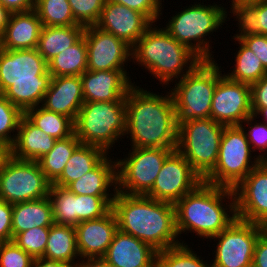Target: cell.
Here are the masks:
<instances>
[{"instance_id":"f546056e","label":"cell","mask_w":267,"mask_h":267,"mask_svg":"<svg viewBox=\"0 0 267 267\" xmlns=\"http://www.w3.org/2000/svg\"><path fill=\"white\" fill-rule=\"evenodd\" d=\"M87 70V45L84 36L48 62L52 77L81 76Z\"/></svg>"},{"instance_id":"8992f818","label":"cell","mask_w":267,"mask_h":267,"mask_svg":"<svg viewBox=\"0 0 267 267\" xmlns=\"http://www.w3.org/2000/svg\"><path fill=\"white\" fill-rule=\"evenodd\" d=\"M218 82V64L202 60L172 88L177 126L193 119L210 118Z\"/></svg>"},{"instance_id":"30bf717a","label":"cell","mask_w":267,"mask_h":267,"mask_svg":"<svg viewBox=\"0 0 267 267\" xmlns=\"http://www.w3.org/2000/svg\"><path fill=\"white\" fill-rule=\"evenodd\" d=\"M224 127L211 118L193 119L178 126L176 149L202 179L216 166Z\"/></svg>"},{"instance_id":"6f0895ef","label":"cell","mask_w":267,"mask_h":267,"mask_svg":"<svg viewBox=\"0 0 267 267\" xmlns=\"http://www.w3.org/2000/svg\"><path fill=\"white\" fill-rule=\"evenodd\" d=\"M258 115H261L262 117H264V118H263V120L265 121L264 123L267 124V108L262 109V110L257 114V116H258Z\"/></svg>"},{"instance_id":"816d5d0a","label":"cell","mask_w":267,"mask_h":267,"mask_svg":"<svg viewBox=\"0 0 267 267\" xmlns=\"http://www.w3.org/2000/svg\"><path fill=\"white\" fill-rule=\"evenodd\" d=\"M34 267H70V266L63 262L50 261L43 258H38L34 260Z\"/></svg>"},{"instance_id":"cb8c5ba5","label":"cell","mask_w":267,"mask_h":267,"mask_svg":"<svg viewBox=\"0 0 267 267\" xmlns=\"http://www.w3.org/2000/svg\"><path fill=\"white\" fill-rule=\"evenodd\" d=\"M11 156L19 160L37 161L47 154L57 141L33 125L24 115L18 125Z\"/></svg>"},{"instance_id":"ffe728a7","label":"cell","mask_w":267,"mask_h":267,"mask_svg":"<svg viewBox=\"0 0 267 267\" xmlns=\"http://www.w3.org/2000/svg\"><path fill=\"white\" fill-rule=\"evenodd\" d=\"M126 70L90 71L82 75L84 102H125V96L135 84Z\"/></svg>"},{"instance_id":"bcb514c9","label":"cell","mask_w":267,"mask_h":267,"mask_svg":"<svg viewBox=\"0 0 267 267\" xmlns=\"http://www.w3.org/2000/svg\"><path fill=\"white\" fill-rule=\"evenodd\" d=\"M240 40L260 59L267 70V36L247 35L241 37Z\"/></svg>"},{"instance_id":"7c38bea8","label":"cell","mask_w":267,"mask_h":267,"mask_svg":"<svg viewBox=\"0 0 267 267\" xmlns=\"http://www.w3.org/2000/svg\"><path fill=\"white\" fill-rule=\"evenodd\" d=\"M51 185L37 161L11 156L0 170V200L10 204L47 197Z\"/></svg>"},{"instance_id":"680465c9","label":"cell","mask_w":267,"mask_h":267,"mask_svg":"<svg viewBox=\"0 0 267 267\" xmlns=\"http://www.w3.org/2000/svg\"><path fill=\"white\" fill-rule=\"evenodd\" d=\"M266 166H267V153L266 154H262L260 155L259 153V156H257Z\"/></svg>"},{"instance_id":"4fadbf2b","label":"cell","mask_w":267,"mask_h":267,"mask_svg":"<svg viewBox=\"0 0 267 267\" xmlns=\"http://www.w3.org/2000/svg\"><path fill=\"white\" fill-rule=\"evenodd\" d=\"M266 229L263 225L236 218L211 238L218 239L211 267H252L257 239Z\"/></svg>"},{"instance_id":"603a6c76","label":"cell","mask_w":267,"mask_h":267,"mask_svg":"<svg viewBox=\"0 0 267 267\" xmlns=\"http://www.w3.org/2000/svg\"><path fill=\"white\" fill-rule=\"evenodd\" d=\"M42 23L35 9L10 13L0 48L4 50L35 49L38 46Z\"/></svg>"},{"instance_id":"484cf974","label":"cell","mask_w":267,"mask_h":267,"mask_svg":"<svg viewBox=\"0 0 267 267\" xmlns=\"http://www.w3.org/2000/svg\"><path fill=\"white\" fill-rule=\"evenodd\" d=\"M54 224L51 202L47 197L13 204L12 237L33 227Z\"/></svg>"},{"instance_id":"f35d334b","label":"cell","mask_w":267,"mask_h":267,"mask_svg":"<svg viewBox=\"0 0 267 267\" xmlns=\"http://www.w3.org/2000/svg\"><path fill=\"white\" fill-rule=\"evenodd\" d=\"M50 227H33L18 233L13 241L32 258H43Z\"/></svg>"},{"instance_id":"7a4b0ae2","label":"cell","mask_w":267,"mask_h":267,"mask_svg":"<svg viewBox=\"0 0 267 267\" xmlns=\"http://www.w3.org/2000/svg\"><path fill=\"white\" fill-rule=\"evenodd\" d=\"M118 229L162 251L181 244L175 205L146 195L116 192L112 202ZM177 239V240H175Z\"/></svg>"},{"instance_id":"ba28073f","label":"cell","mask_w":267,"mask_h":267,"mask_svg":"<svg viewBox=\"0 0 267 267\" xmlns=\"http://www.w3.org/2000/svg\"><path fill=\"white\" fill-rule=\"evenodd\" d=\"M171 18L164 29L173 38L193 51L201 60H214L210 53L209 40L206 41L205 36L217 31L219 26L225 23L227 12L224 7L198 3Z\"/></svg>"},{"instance_id":"7402d4cb","label":"cell","mask_w":267,"mask_h":267,"mask_svg":"<svg viewBox=\"0 0 267 267\" xmlns=\"http://www.w3.org/2000/svg\"><path fill=\"white\" fill-rule=\"evenodd\" d=\"M84 104L81 76L52 77L42 107L63 114L74 122Z\"/></svg>"},{"instance_id":"db71d44e","label":"cell","mask_w":267,"mask_h":267,"mask_svg":"<svg viewBox=\"0 0 267 267\" xmlns=\"http://www.w3.org/2000/svg\"><path fill=\"white\" fill-rule=\"evenodd\" d=\"M82 262V263H81ZM76 267H110L102 259L97 260H85L79 262Z\"/></svg>"},{"instance_id":"3957f363","label":"cell","mask_w":267,"mask_h":267,"mask_svg":"<svg viewBox=\"0 0 267 267\" xmlns=\"http://www.w3.org/2000/svg\"><path fill=\"white\" fill-rule=\"evenodd\" d=\"M51 78L48 63L37 48H0V94L23 113L42 104Z\"/></svg>"},{"instance_id":"60d3db41","label":"cell","mask_w":267,"mask_h":267,"mask_svg":"<svg viewBox=\"0 0 267 267\" xmlns=\"http://www.w3.org/2000/svg\"><path fill=\"white\" fill-rule=\"evenodd\" d=\"M233 16L239 22V34H235L232 39H240L247 35H258L257 3L251 5H238L231 7Z\"/></svg>"},{"instance_id":"5b68a950","label":"cell","mask_w":267,"mask_h":267,"mask_svg":"<svg viewBox=\"0 0 267 267\" xmlns=\"http://www.w3.org/2000/svg\"><path fill=\"white\" fill-rule=\"evenodd\" d=\"M152 26L153 24L132 47L131 57L145 66L163 85H168L169 81H173L172 78L181 79L202 60L164 28Z\"/></svg>"},{"instance_id":"4316f807","label":"cell","mask_w":267,"mask_h":267,"mask_svg":"<svg viewBox=\"0 0 267 267\" xmlns=\"http://www.w3.org/2000/svg\"><path fill=\"white\" fill-rule=\"evenodd\" d=\"M77 256L79 257L75 227L55 223L51 225L43 259L76 267L79 264L74 262Z\"/></svg>"},{"instance_id":"836d02e7","label":"cell","mask_w":267,"mask_h":267,"mask_svg":"<svg viewBox=\"0 0 267 267\" xmlns=\"http://www.w3.org/2000/svg\"><path fill=\"white\" fill-rule=\"evenodd\" d=\"M48 198L53 210L54 223L75 227L77 225V195L67 188L52 184Z\"/></svg>"},{"instance_id":"9a60e30c","label":"cell","mask_w":267,"mask_h":267,"mask_svg":"<svg viewBox=\"0 0 267 267\" xmlns=\"http://www.w3.org/2000/svg\"><path fill=\"white\" fill-rule=\"evenodd\" d=\"M219 69L210 118L225 126L241 125L253 115L250 84L233 81L222 75Z\"/></svg>"},{"instance_id":"11a10c76","label":"cell","mask_w":267,"mask_h":267,"mask_svg":"<svg viewBox=\"0 0 267 267\" xmlns=\"http://www.w3.org/2000/svg\"><path fill=\"white\" fill-rule=\"evenodd\" d=\"M10 13L0 3V35L3 33L4 28L7 24Z\"/></svg>"},{"instance_id":"4dcf8cb0","label":"cell","mask_w":267,"mask_h":267,"mask_svg":"<svg viewBox=\"0 0 267 267\" xmlns=\"http://www.w3.org/2000/svg\"><path fill=\"white\" fill-rule=\"evenodd\" d=\"M24 116L56 140L68 138L75 133L74 121L71 118L49 111L41 105L26 110Z\"/></svg>"},{"instance_id":"f5cc1de1","label":"cell","mask_w":267,"mask_h":267,"mask_svg":"<svg viewBox=\"0 0 267 267\" xmlns=\"http://www.w3.org/2000/svg\"><path fill=\"white\" fill-rule=\"evenodd\" d=\"M11 157V147L0 141V170L4 167L6 161Z\"/></svg>"},{"instance_id":"d4e9b609","label":"cell","mask_w":267,"mask_h":267,"mask_svg":"<svg viewBox=\"0 0 267 267\" xmlns=\"http://www.w3.org/2000/svg\"><path fill=\"white\" fill-rule=\"evenodd\" d=\"M107 156L92 170L78 180L71 182L66 188L75 195L113 196L117 192V163ZM115 184V185H114ZM114 186V194L108 190Z\"/></svg>"},{"instance_id":"ab89813d","label":"cell","mask_w":267,"mask_h":267,"mask_svg":"<svg viewBox=\"0 0 267 267\" xmlns=\"http://www.w3.org/2000/svg\"><path fill=\"white\" fill-rule=\"evenodd\" d=\"M75 21L84 27L97 23L106 0H68Z\"/></svg>"},{"instance_id":"f1b7e54d","label":"cell","mask_w":267,"mask_h":267,"mask_svg":"<svg viewBox=\"0 0 267 267\" xmlns=\"http://www.w3.org/2000/svg\"><path fill=\"white\" fill-rule=\"evenodd\" d=\"M107 155V152L100 147L81 144L73 152L61 176L53 184L66 188L71 182L94 169Z\"/></svg>"},{"instance_id":"8d00e7d4","label":"cell","mask_w":267,"mask_h":267,"mask_svg":"<svg viewBox=\"0 0 267 267\" xmlns=\"http://www.w3.org/2000/svg\"><path fill=\"white\" fill-rule=\"evenodd\" d=\"M114 199L111 196L77 195V224L106 215L112 209Z\"/></svg>"},{"instance_id":"681fc988","label":"cell","mask_w":267,"mask_h":267,"mask_svg":"<svg viewBox=\"0 0 267 267\" xmlns=\"http://www.w3.org/2000/svg\"><path fill=\"white\" fill-rule=\"evenodd\" d=\"M9 13L24 12L35 9L36 0H0Z\"/></svg>"},{"instance_id":"b9f144b4","label":"cell","mask_w":267,"mask_h":267,"mask_svg":"<svg viewBox=\"0 0 267 267\" xmlns=\"http://www.w3.org/2000/svg\"><path fill=\"white\" fill-rule=\"evenodd\" d=\"M34 260L14 241L0 243V267H34Z\"/></svg>"},{"instance_id":"d590c367","label":"cell","mask_w":267,"mask_h":267,"mask_svg":"<svg viewBox=\"0 0 267 267\" xmlns=\"http://www.w3.org/2000/svg\"><path fill=\"white\" fill-rule=\"evenodd\" d=\"M185 244L182 241L177 246L159 251L156 267H211V264L204 263L201 257Z\"/></svg>"},{"instance_id":"7dc6e473","label":"cell","mask_w":267,"mask_h":267,"mask_svg":"<svg viewBox=\"0 0 267 267\" xmlns=\"http://www.w3.org/2000/svg\"><path fill=\"white\" fill-rule=\"evenodd\" d=\"M12 211L13 204L0 200V243L13 241Z\"/></svg>"},{"instance_id":"52a82bcc","label":"cell","mask_w":267,"mask_h":267,"mask_svg":"<svg viewBox=\"0 0 267 267\" xmlns=\"http://www.w3.org/2000/svg\"><path fill=\"white\" fill-rule=\"evenodd\" d=\"M76 137L82 144L102 148L107 153L125 135V102H84L74 122Z\"/></svg>"},{"instance_id":"83f0119b","label":"cell","mask_w":267,"mask_h":267,"mask_svg":"<svg viewBox=\"0 0 267 267\" xmlns=\"http://www.w3.org/2000/svg\"><path fill=\"white\" fill-rule=\"evenodd\" d=\"M84 30V26H42L37 50L48 63L77 43L83 37Z\"/></svg>"},{"instance_id":"6da1fadb","label":"cell","mask_w":267,"mask_h":267,"mask_svg":"<svg viewBox=\"0 0 267 267\" xmlns=\"http://www.w3.org/2000/svg\"><path fill=\"white\" fill-rule=\"evenodd\" d=\"M159 95L133 85L125 96L126 131L135 148L176 150L178 126L171 92Z\"/></svg>"},{"instance_id":"7bdbcfd3","label":"cell","mask_w":267,"mask_h":267,"mask_svg":"<svg viewBox=\"0 0 267 267\" xmlns=\"http://www.w3.org/2000/svg\"><path fill=\"white\" fill-rule=\"evenodd\" d=\"M254 118H257L255 115H251L248 118H246L243 122L247 125L250 124V130H248V133L245 132L246 138L250 143V146H252V152L256 151L255 149H258L261 152L266 153L267 151V124L264 123H254V126L252 125ZM252 121V122H251Z\"/></svg>"},{"instance_id":"f907efd6","label":"cell","mask_w":267,"mask_h":267,"mask_svg":"<svg viewBox=\"0 0 267 267\" xmlns=\"http://www.w3.org/2000/svg\"><path fill=\"white\" fill-rule=\"evenodd\" d=\"M258 35L267 36V0L257 3Z\"/></svg>"},{"instance_id":"9c48e42d","label":"cell","mask_w":267,"mask_h":267,"mask_svg":"<svg viewBox=\"0 0 267 267\" xmlns=\"http://www.w3.org/2000/svg\"><path fill=\"white\" fill-rule=\"evenodd\" d=\"M245 127L242 124L224 127L216 166L203 179L204 182L234 189L262 162L255 156V161H251L252 151L245 135Z\"/></svg>"},{"instance_id":"e0dca14e","label":"cell","mask_w":267,"mask_h":267,"mask_svg":"<svg viewBox=\"0 0 267 267\" xmlns=\"http://www.w3.org/2000/svg\"><path fill=\"white\" fill-rule=\"evenodd\" d=\"M233 190L237 218L267 227V166L261 162Z\"/></svg>"},{"instance_id":"44dd1931","label":"cell","mask_w":267,"mask_h":267,"mask_svg":"<svg viewBox=\"0 0 267 267\" xmlns=\"http://www.w3.org/2000/svg\"><path fill=\"white\" fill-rule=\"evenodd\" d=\"M157 253L149 244L118 229L102 260L110 267H156Z\"/></svg>"},{"instance_id":"d6986e66","label":"cell","mask_w":267,"mask_h":267,"mask_svg":"<svg viewBox=\"0 0 267 267\" xmlns=\"http://www.w3.org/2000/svg\"><path fill=\"white\" fill-rule=\"evenodd\" d=\"M117 230V219L112 209L101 218L81 221L75 226L79 256L85 260L102 259Z\"/></svg>"},{"instance_id":"d6a6232c","label":"cell","mask_w":267,"mask_h":267,"mask_svg":"<svg viewBox=\"0 0 267 267\" xmlns=\"http://www.w3.org/2000/svg\"><path fill=\"white\" fill-rule=\"evenodd\" d=\"M240 44L236 55V64L231 73L226 76L237 82L252 84L267 74L260 59L240 40L234 39Z\"/></svg>"},{"instance_id":"f6af8a7d","label":"cell","mask_w":267,"mask_h":267,"mask_svg":"<svg viewBox=\"0 0 267 267\" xmlns=\"http://www.w3.org/2000/svg\"><path fill=\"white\" fill-rule=\"evenodd\" d=\"M251 87V109L253 115L267 108V74L260 80L250 85Z\"/></svg>"},{"instance_id":"ee69618b","label":"cell","mask_w":267,"mask_h":267,"mask_svg":"<svg viewBox=\"0 0 267 267\" xmlns=\"http://www.w3.org/2000/svg\"><path fill=\"white\" fill-rule=\"evenodd\" d=\"M125 5L144 14L152 23H155L161 13L162 0H106ZM160 13V14H159Z\"/></svg>"},{"instance_id":"ac0fdd59","label":"cell","mask_w":267,"mask_h":267,"mask_svg":"<svg viewBox=\"0 0 267 267\" xmlns=\"http://www.w3.org/2000/svg\"><path fill=\"white\" fill-rule=\"evenodd\" d=\"M153 23L142 13L125 5L105 1L96 27L112 33L133 47Z\"/></svg>"},{"instance_id":"74e56055","label":"cell","mask_w":267,"mask_h":267,"mask_svg":"<svg viewBox=\"0 0 267 267\" xmlns=\"http://www.w3.org/2000/svg\"><path fill=\"white\" fill-rule=\"evenodd\" d=\"M24 113L14 106L3 94H0V141L10 147L15 142L16 136L11 132H17L18 125ZM10 133V134H9Z\"/></svg>"},{"instance_id":"8fae6325","label":"cell","mask_w":267,"mask_h":267,"mask_svg":"<svg viewBox=\"0 0 267 267\" xmlns=\"http://www.w3.org/2000/svg\"><path fill=\"white\" fill-rule=\"evenodd\" d=\"M128 158L116 160L117 192L146 195L173 149L131 147ZM120 168V169H119Z\"/></svg>"},{"instance_id":"9f6ffc18","label":"cell","mask_w":267,"mask_h":267,"mask_svg":"<svg viewBox=\"0 0 267 267\" xmlns=\"http://www.w3.org/2000/svg\"><path fill=\"white\" fill-rule=\"evenodd\" d=\"M262 0H232V6H238V5H251V4H256Z\"/></svg>"},{"instance_id":"1f68e13d","label":"cell","mask_w":267,"mask_h":267,"mask_svg":"<svg viewBox=\"0 0 267 267\" xmlns=\"http://www.w3.org/2000/svg\"><path fill=\"white\" fill-rule=\"evenodd\" d=\"M81 144L74 133L68 138L57 140L54 147L37 160L40 169L52 184L61 176L67 161Z\"/></svg>"},{"instance_id":"5bb4252c","label":"cell","mask_w":267,"mask_h":267,"mask_svg":"<svg viewBox=\"0 0 267 267\" xmlns=\"http://www.w3.org/2000/svg\"><path fill=\"white\" fill-rule=\"evenodd\" d=\"M202 182L201 176L176 149L165 159L152 189L146 196L175 205Z\"/></svg>"},{"instance_id":"2e32d148","label":"cell","mask_w":267,"mask_h":267,"mask_svg":"<svg viewBox=\"0 0 267 267\" xmlns=\"http://www.w3.org/2000/svg\"><path fill=\"white\" fill-rule=\"evenodd\" d=\"M87 45V70H125L124 64L132 59V47L95 25L84 30Z\"/></svg>"},{"instance_id":"c3c4849f","label":"cell","mask_w":267,"mask_h":267,"mask_svg":"<svg viewBox=\"0 0 267 267\" xmlns=\"http://www.w3.org/2000/svg\"><path fill=\"white\" fill-rule=\"evenodd\" d=\"M252 267H267V229L257 239Z\"/></svg>"},{"instance_id":"e575fe53","label":"cell","mask_w":267,"mask_h":267,"mask_svg":"<svg viewBox=\"0 0 267 267\" xmlns=\"http://www.w3.org/2000/svg\"><path fill=\"white\" fill-rule=\"evenodd\" d=\"M35 10L42 26H82L75 21L68 0H36Z\"/></svg>"},{"instance_id":"277c9868","label":"cell","mask_w":267,"mask_h":267,"mask_svg":"<svg viewBox=\"0 0 267 267\" xmlns=\"http://www.w3.org/2000/svg\"><path fill=\"white\" fill-rule=\"evenodd\" d=\"M225 197L231 201L226 207L222 203ZM175 210L178 235L182 231H193L203 239L216 236L237 218L234 190L204 181L185 194L175 204Z\"/></svg>"}]
</instances>
